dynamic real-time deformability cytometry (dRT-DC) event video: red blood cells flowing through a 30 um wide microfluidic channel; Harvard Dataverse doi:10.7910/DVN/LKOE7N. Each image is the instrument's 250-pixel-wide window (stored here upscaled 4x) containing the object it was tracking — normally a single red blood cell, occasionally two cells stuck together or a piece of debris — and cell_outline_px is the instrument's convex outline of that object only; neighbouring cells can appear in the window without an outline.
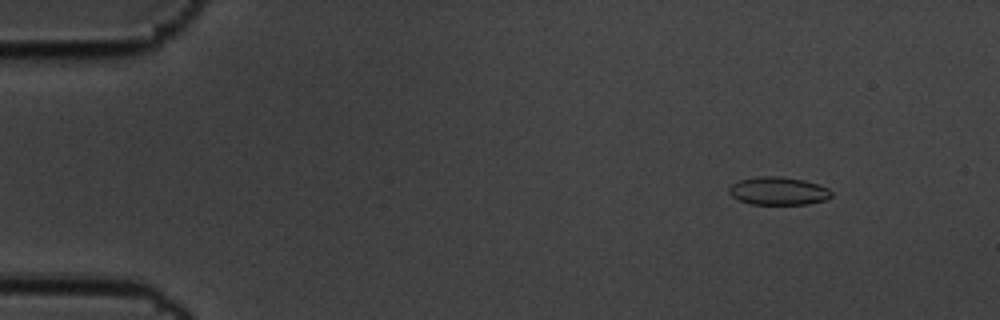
{"species": "common noctule bat (a hibernating species)", "species_latin": "Nyctalus noctula", "temperature_condition": "cold", "stored_images_in_passage": 5, "camera_frame_rate_fps": 3000, "um_per_image_px": 0.085, "animal": {"sex": "male", "body_mass_g": 19.5, "forearm_length_mm": 54.6}, "frame": {"image": 1, "passage_image": 2, "time_ms": 0.333, "image_size_px": [1000, 320], "cell_outline_px": [[832, 196], [828, 200], [808, 204], [748, 204], [732, 196], [728, 192], [728, 188], [732, 184], [740, 180], [760, 176], [780, 176], [804, 180], [828, 188], [832, 192]], "centroid_in_image_um": [66.17, 16.24], "position_along_channel_um": 18.8, "area_um2": 16.76}}
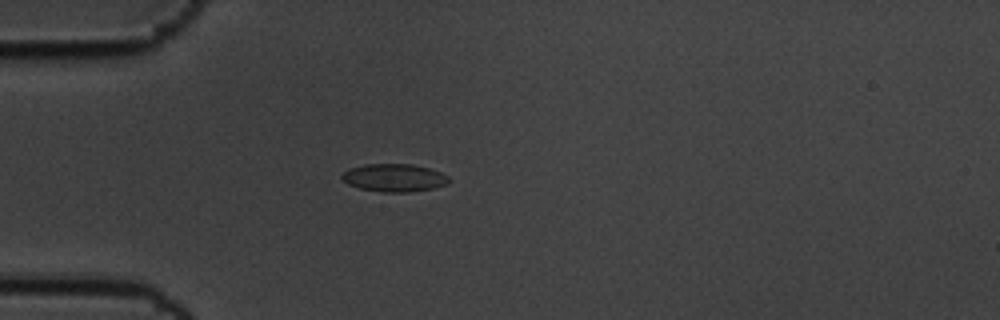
{"frame": {"image": 2, "passage_image": 5, "time_ms": 1.333, "image_size_px": [1000, 320], "cell_outline_px": [[452, 180], [448, 184], [432, 188], [408, 192], [380, 192], [360, 188], [348, 184], [340, 176], [348, 168], [364, 164], [412, 164], [428, 168], [440, 172], [448, 176]], "centroid_in_image_um": [33.51, 15.1], "position_along_channel_um": 51.5, "area_um2": 17.4}}